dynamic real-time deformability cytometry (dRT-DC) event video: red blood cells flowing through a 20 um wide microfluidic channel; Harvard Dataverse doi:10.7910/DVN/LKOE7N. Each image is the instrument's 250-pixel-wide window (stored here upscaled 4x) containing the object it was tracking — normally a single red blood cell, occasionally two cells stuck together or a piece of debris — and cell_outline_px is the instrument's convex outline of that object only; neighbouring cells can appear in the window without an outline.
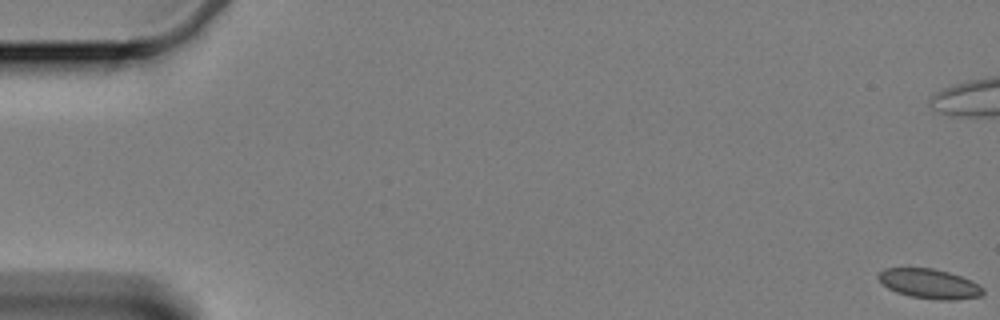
{"species": "Egyptian fruit bat (a non-hibernating species)", "species_latin": "Rousettus aegyptiacus", "temperature_condition": "cold", "stored_images_in_passage": 19, "camera_frame_rate_fps": 3000, "um_per_image_px": 0.085, "animal": {"sex": "female"}, "frame": {"image": 1, "passage_image": 1, "time_ms": 0.0, "image_size_px": [1000, 320], "cell_outline_px": [[984, 292], [980, 296], [956, 300], [936, 300], [912, 296], [896, 292], [888, 288], [876, 276], [884, 268], [932, 268], [948, 272], [972, 280], [980, 284], [984, 288]], "centroid_in_image_um": [79.03, 24.12], "position_along_channel_um": 6.0, "area_um2": 18.09}}